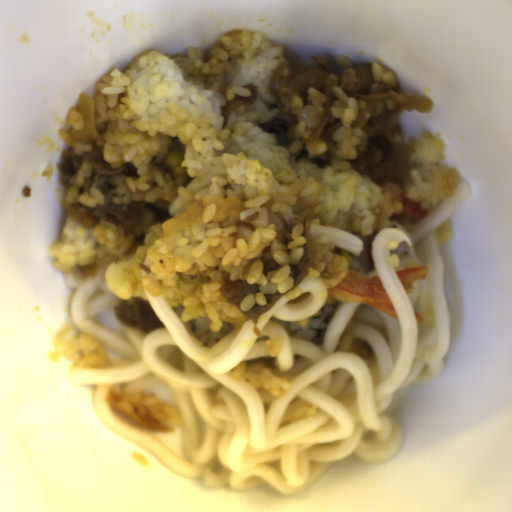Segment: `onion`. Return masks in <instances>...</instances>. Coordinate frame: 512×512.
Segmentation results:
<instances>
[{
  "instance_id": "06740285",
  "label": "onion",
  "mask_w": 512,
  "mask_h": 512,
  "mask_svg": "<svg viewBox=\"0 0 512 512\" xmlns=\"http://www.w3.org/2000/svg\"><path fill=\"white\" fill-rule=\"evenodd\" d=\"M76 110L81 114L83 127L81 130L73 128L72 138L83 143L102 141V136L96 130L95 100L81 92L78 94Z\"/></svg>"
},
{
  "instance_id": "6bf65262",
  "label": "onion",
  "mask_w": 512,
  "mask_h": 512,
  "mask_svg": "<svg viewBox=\"0 0 512 512\" xmlns=\"http://www.w3.org/2000/svg\"><path fill=\"white\" fill-rule=\"evenodd\" d=\"M206 210L205 206H200L196 208H191L186 210L163 224H161V235L163 237H168L200 223H203V214Z\"/></svg>"
},
{
  "instance_id": "55239325",
  "label": "onion",
  "mask_w": 512,
  "mask_h": 512,
  "mask_svg": "<svg viewBox=\"0 0 512 512\" xmlns=\"http://www.w3.org/2000/svg\"><path fill=\"white\" fill-rule=\"evenodd\" d=\"M121 397L115 392V390L112 388L109 391L108 394V405L112 406L116 412L131 420L132 422L151 430L155 431H173L174 427L165 425L154 419L153 417L149 416H141L136 411H132L129 409H125L121 404Z\"/></svg>"
},
{
  "instance_id": "23ac38db",
  "label": "onion",
  "mask_w": 512,
  "mask_h": 512,
  "mask_svg": "<svg viewBox=\"0 0 512 512\" xmlns=\"http://www.w3.org/2000/svg\"><path fill=\"white\" fill-rule=\"evenodd\" d=\"M217 210L219 213L229 214L238 216L240 212L247 211L250 207L242 203L240 200H232V199H217Z\"/></svg>"
}]
</instances>
